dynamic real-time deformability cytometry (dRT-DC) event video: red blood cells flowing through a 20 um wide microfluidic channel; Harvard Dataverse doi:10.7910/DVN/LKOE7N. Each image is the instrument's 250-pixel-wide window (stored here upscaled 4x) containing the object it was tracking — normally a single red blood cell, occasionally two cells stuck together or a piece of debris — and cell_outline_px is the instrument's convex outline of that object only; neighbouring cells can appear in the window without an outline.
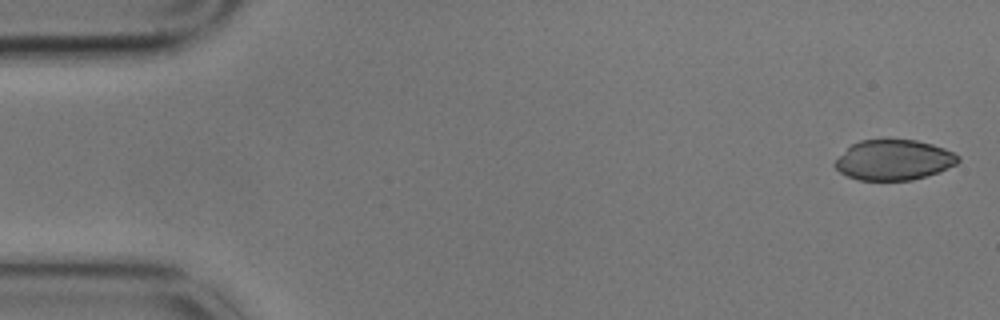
{"species": "common noctule bat (a hibernating species)", "species_latin": "Nyctalus noctula", "temperature_condition": "cold", "stored_images_in_passage": 5, "camera_frame_rate_fps": 3000, "um_per_image_px": 0.085, "animal": {"sex": "male", "body_mass_g": 17.9}, "frame": {"image": 1, "passage_image": 1, "time_ms": 0.0, "image_size_px": [1000, 320], "cell_outline_px": [[960, 160], [956, 164], [940, 172], [912, 180], [860, 180], [848, 176], [840, 172], [832, 164], [852, 144], [860, 140], [888, 136], [916, 140], [932, 144], [944, 148], [960, 156]], "centroid_in_image_um": [75.98, 13.55], "position_along_channel_um": 9.0, "area_um2": 29.59}}